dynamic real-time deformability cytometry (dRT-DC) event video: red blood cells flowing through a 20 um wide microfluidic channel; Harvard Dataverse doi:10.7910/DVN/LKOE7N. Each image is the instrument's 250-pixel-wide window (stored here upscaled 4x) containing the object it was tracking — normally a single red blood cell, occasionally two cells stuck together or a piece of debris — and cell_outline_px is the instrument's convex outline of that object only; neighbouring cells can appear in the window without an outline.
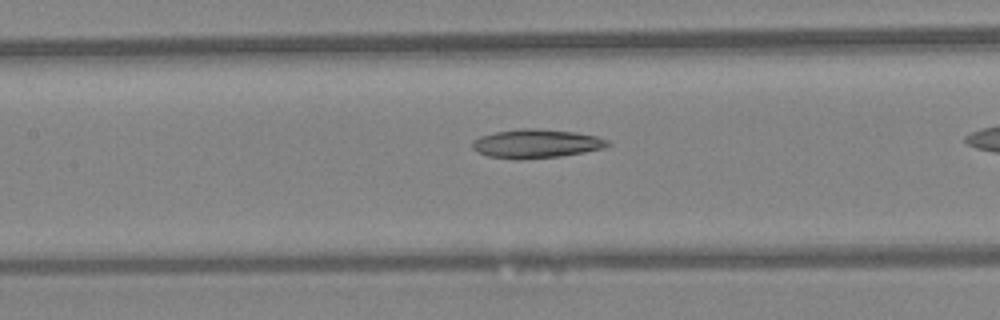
{"species": "Egyptian fruit bat (a non-hibernating species)", "species_latin": "Rousettus aegyptiacus", "temperature_condition": "warm", "stored_images_in_passage": 27, "camera_frame_rate_fps": 3000, "um_per_image_px": 0.085, "animal": {"sex": "female"}, "frame": {"image": 1, "passage_image": 12, "time_ms": 3.667, "image_size_px": [1000, 320], "cell_outline_px": [[612, 144], [604, 148], [584, 152], [560, 156], [516, 160], [488, 156], [476, 152], [472, 148], [472, 140], [480, 136], [496, 132], [520, 128], [536, 128], [576, 132], [596, 136], [608, 140]], "centroid_in_image_um": [45.56, 12.21], "position_along_channel_um": 161.8, "area_um2": 22.89}}
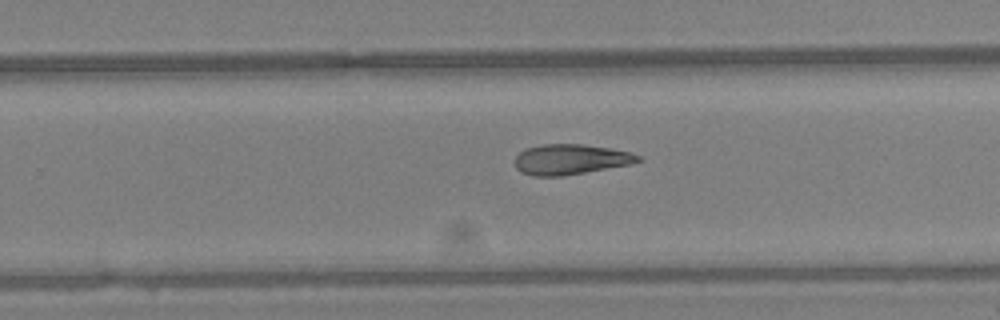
{"frame": {"image": 2, "passage_image": 20, "time_ms": 6.333, "image_size_px": [1000, 320], "cell_outline_px": [[644, 160], [632, 164], [560, 176], [532, 176], [520, 172], [516, 168], [516, 156], [524, 148], [544, 144], [584, 144], [632, 152], [640, 156]], "centroid_in_image_um": [48.51, 13.54], "position_along_channel_um": 281.3, "area_um2": 21.79}}
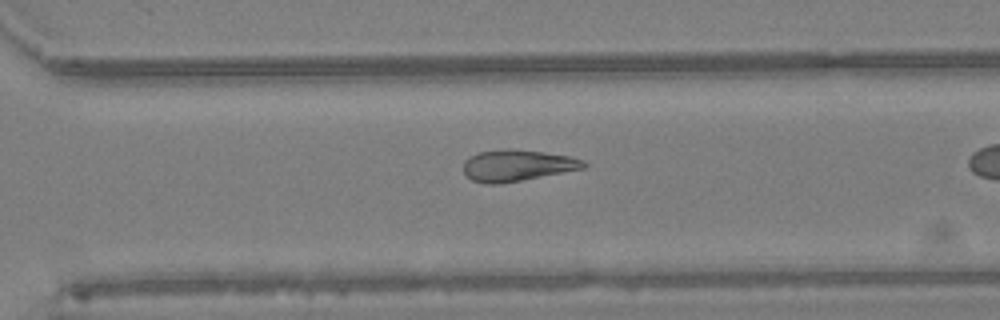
{"frame": {"image": 3, "passage_image": 23, "time_ms": 7.333, "image_size_px": [1000, 320], "cell_outline_px": [[588, 164], [584, 168], [500, 184], [484, 184], [472, 180], [464, 172], [464, 160], [480, 152], [508, 148], [512, 148], [544, 152], [572, 156], [584, 160]], "centroid_in_image_um": [43.98, 14.05], "position_along_channel_um": 326.6, "area_um2": 21.96}}